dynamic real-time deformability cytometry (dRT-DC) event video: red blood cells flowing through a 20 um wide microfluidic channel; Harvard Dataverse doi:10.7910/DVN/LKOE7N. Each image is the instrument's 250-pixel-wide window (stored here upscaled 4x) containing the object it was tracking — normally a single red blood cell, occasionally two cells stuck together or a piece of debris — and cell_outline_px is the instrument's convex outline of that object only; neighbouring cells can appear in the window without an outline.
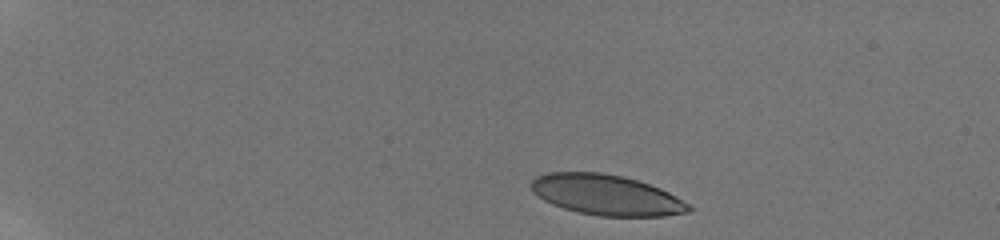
{"species": "human", "species_latin": "Homo sapiens", "temperature_condition": "room temperature", "stored_images_in_passage": 6, "camera_frame_rate_fps": 3000, "um_per_image_px": 0.085, "donor": {"sex": "male"}, "frame": {"image": 1, "passage_image": 1, "time_ms": 0.0, "image_size_px": [1000, 240], "cell_outline_px": [[692, 208], [688, 212], [664, 216], [600, 216], [580, 212], [564, 208], [552, 204], [544, 200], [532, 192], [532, 180], [536, 176], [548, 172], [600, 172], [624, 176], [660, 188], [676, 196], [688, 204]], "centroid_in_image_um": [51.53, 16.56], "position_along_channel_um": 33.5, "area_um2": 36.93}}
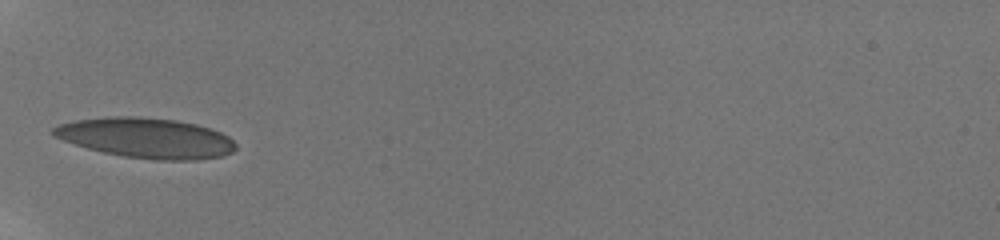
{"frame": {"image": 2, "passage_image": 5, "time_ms": 3.667, "image_size_px": [1000, 240], "cell_outline_px": [[236, 148], [232, 152], [224, 156], [196, 160], [156, 160], [124, 156], [104, 152], [88, 148], [52, 136], [52, 128], [60, 124], [76, 120], [108, 116], [136, 116], [176, 120], [196, 124], [220, 132], [228, 136], [236, 144]], "centroid_in_image_um": [12.44, 11.72], "position_along_channel_um": 72.6, "area_um2": 42.6}}